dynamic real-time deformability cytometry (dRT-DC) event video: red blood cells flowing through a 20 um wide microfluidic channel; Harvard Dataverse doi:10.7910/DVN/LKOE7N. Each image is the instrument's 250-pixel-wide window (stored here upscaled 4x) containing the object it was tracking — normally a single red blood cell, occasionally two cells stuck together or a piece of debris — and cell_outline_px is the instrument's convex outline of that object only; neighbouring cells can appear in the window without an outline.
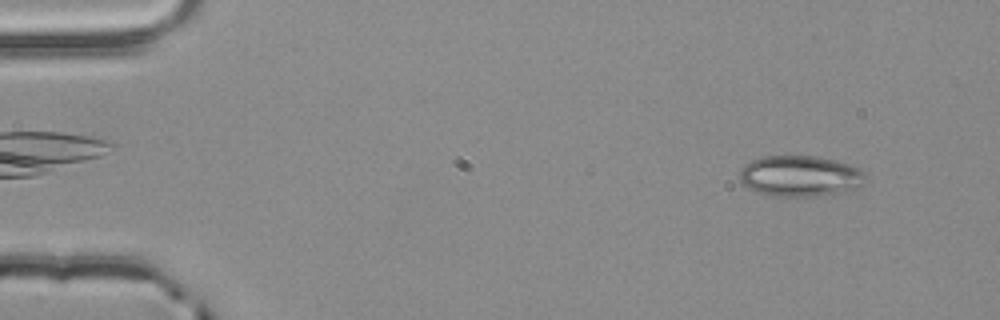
{"species": "common noctule bat (a hibernating species)", "species_latin": "Nyctalus noctula", "temperature_condition": "room temperature", "stored_images_in_passage": 4, "camera_frame_rate_fps": 3000, "um_per_image_px": 0.085, "animal": {"sex": "male", "body_mass_g": 20.4}, "frame": {"image": 1, "passage_image": 1, "time_ms": 0.0, "image_size_px": [1000, 320], "cell_outline_px": [[868, 176], [864, 184], [856, 188], [844, 192], [816, 196], [776, 196], [756, 192], [748, 188], [740, 180], [740, 168], [744, 164], [760, 156], [816, 156], [836, 160], [860, 168]], "centroid_in_image_um": [68.03, 14.96], "position_along_channel_um": 17.0, "area_um2": 30.35}}